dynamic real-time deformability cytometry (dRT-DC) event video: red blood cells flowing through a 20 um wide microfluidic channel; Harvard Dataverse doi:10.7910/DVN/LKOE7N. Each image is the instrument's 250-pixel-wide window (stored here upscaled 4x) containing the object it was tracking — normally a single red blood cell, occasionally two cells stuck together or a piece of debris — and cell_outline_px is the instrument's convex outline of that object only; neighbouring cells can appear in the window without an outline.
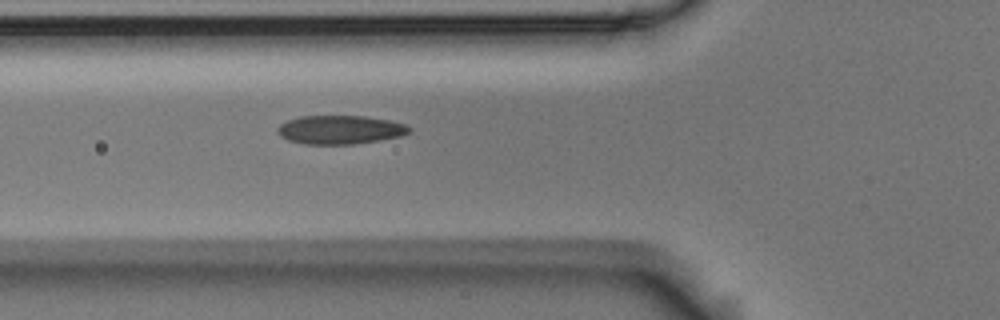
{"species": "Egyptian fruit bat (a non-hibernating species)", "species_latin": "Rousettus aegyptiacus", "temperature_condition": "room temperature", "stored_images_in_passage": 5, "camera_frame_rate_fps": 3000, "um_per_image_px": 0.085, "animal": {"sex": "male"}, "frame": {"image": 1, "passage_image": 5, "time_ms": 1.333, "image_size_px": [1000, 320], "cell_outline_px": [[412, 128], [404, 136], [356, 144], [304, 144], [288, 140], [280, 136], [276, 132], [276, 128], [280, 124], [288, 120], [300, 116], [364, 116], [388, 120], [408, 124]], "centroid_in_image_um": [28.92, 11.03], "position_along_channel_um": 96.9, "area_um2": 22.25}}